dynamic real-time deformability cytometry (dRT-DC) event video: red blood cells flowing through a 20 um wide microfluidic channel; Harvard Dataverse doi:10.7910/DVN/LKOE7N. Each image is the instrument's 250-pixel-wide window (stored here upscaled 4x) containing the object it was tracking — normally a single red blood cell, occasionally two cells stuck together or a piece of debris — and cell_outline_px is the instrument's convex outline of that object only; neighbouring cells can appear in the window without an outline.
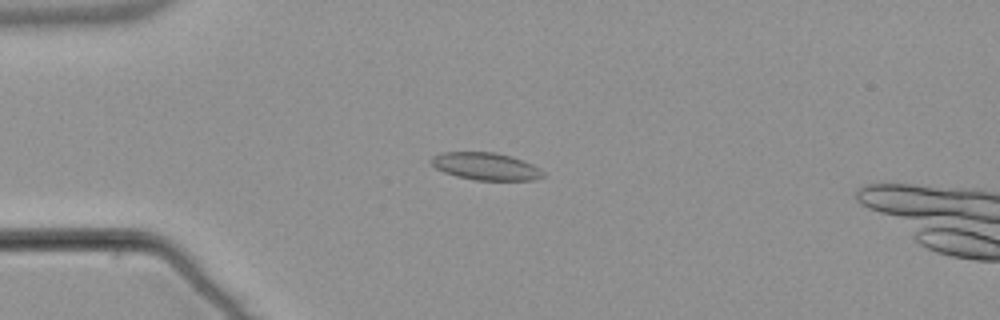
{"species": "common noctule bat (a hibernating species)", "species_latin": "Nyctalus noctula", "temperature_condition": "warm", "stored_images_in_passage": 56, "segment_of_instrument_passage": [1, 2], "camera_frame_rate_fps": 3000, "um_per_image_px": 0.085, "animal": {"sex": "male", "body_mass_g": 21.5, "forearm_length_mm": 52.0}, "frame": {"image": 1, "passage_image": 15, "time_ms": 4.667, "image_size_px": [1000, 320], "cell_outline_px": [[544, 176], [532, 180], [476, 180], [456, 176], [444, 172], [436, 168], [428, 160], [432, 156], [444, 152], [492, 152], [512, 156], [532, 164], [540, 168], [544, 172]], "centroid_in_image_um": [41.28, 14.13], "position_along_channel_um": 43.7, "area_um2": 17.86}}
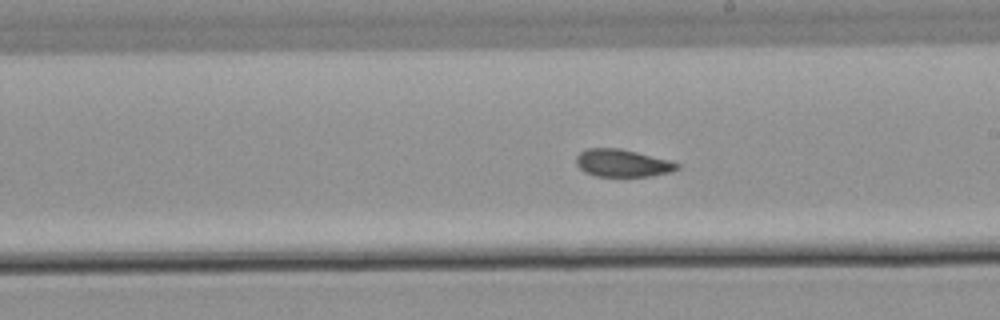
{"frame": {"image": 2, "passage_image": 32, "time_ms": 10.333, "image_size_px": [1000, 320], "cell_outline_px": [[680, 168], [672, 172], [652, 176], [596, 176], [584, 172], [576, 164], [576, 156], [580, 152], [588, 148], [620, 148], [672, 160], [680, 164]], "centroid_in_image_um": [52.95, 13.86], "position_along_channel_um": 236.1, "area_um2": 16.42}}
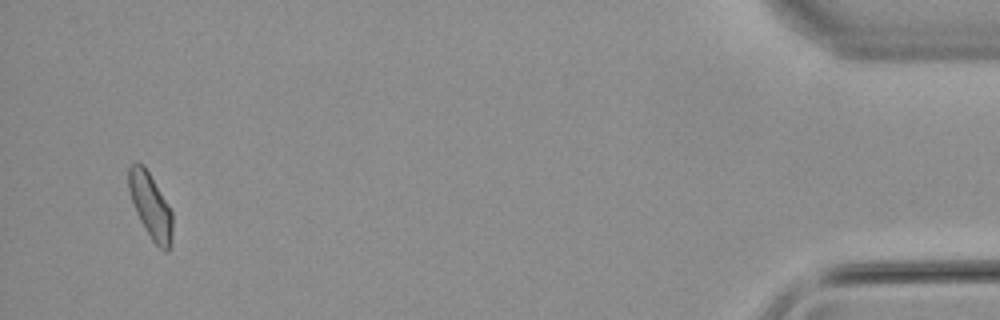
{"frame": {"image": 3, "passage_image": 53, "time_ms": 17.333, "image_size_px": [1000, 320], "cell_outline_px": [[172, 248], [168, 252], [164, 252], [152, 240], [140, 220], [136, 212], [128, 188], [128, 168], [136, 160], [144, 164], [172, 212]], "centroid_in_image_um": [12.8, 17.51], "position_along_channel_um": 422.4, "area_um2": 16.7}}